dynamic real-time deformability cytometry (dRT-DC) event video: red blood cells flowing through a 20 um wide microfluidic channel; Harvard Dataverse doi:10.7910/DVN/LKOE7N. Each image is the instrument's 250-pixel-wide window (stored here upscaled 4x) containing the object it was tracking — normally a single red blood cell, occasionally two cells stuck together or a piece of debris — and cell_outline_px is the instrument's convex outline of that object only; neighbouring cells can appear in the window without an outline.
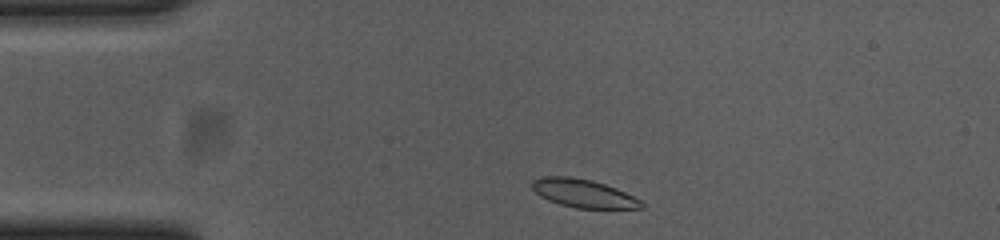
{"species": "common noctule bat (a hibernating species)", "species_latin": "Nyctalus noctula", "temperature_condition": "cold", "stored_images_in_passage": 42, "camera_frame_rate_fps": 3000, "um_per_image_px": 0.085, "animal": {"sex": "female", "body_mass_g": 23.0, "forearm_length_mm": 53.4}, "frame": {"image": 1, "passage_image": 2, "time_ms": 0.333, "image_size_px": [1000, 240], "cell_outline_px": [[644, 208], [576, 208], [560, 204], [548, 200], [540, 196], [532, 188], [532, 180], [544, 176], [568, 176], [592, 180], [616, 188], [640, 200], [644, 204]], "centroid_in_image_um": [49.57, 16.43], "position_along_channel_um": 35.4, "area_um2": 17.86}}
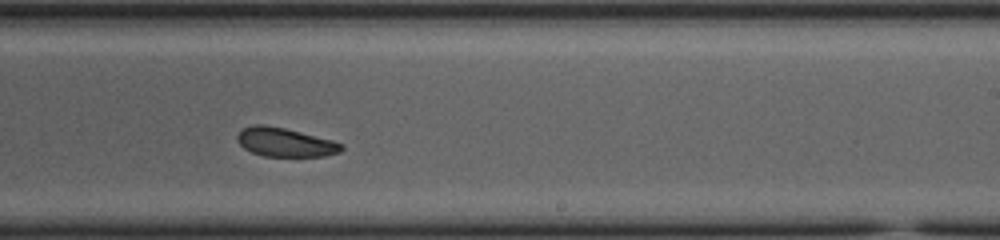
{"frame": {"image": 2, "passage_image": 24, "time_ms": 7.667, "image_size_px": [1000, 240], "cell_outline_px": [[344, 148], [340, 152], [324, 156], [264, 156], [252, 152], [244, 148], [236, 140], [236, 136], [244, 128], [252, 124], [264, 124], [284, 128], [332, 140], [344, 144]], "centroid_in_image_um": [24.23, 12.09], "position_along_channel_um": 264.8, "area_um2": 17.46}}
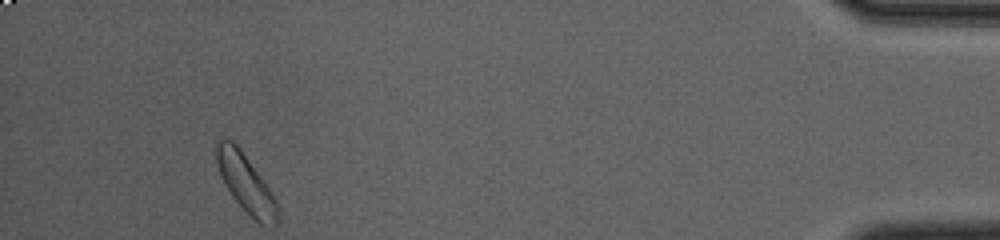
{"frame": {"image": 3, "passage_image": 42, "time_ms": 13.667, "image_size_px": [1000, 240], "cell_outline_px": [[280, 220], [276, 224], [260, 224], [232, 196], [224, 184], [220, 176], [216, 160], [216, 144], [220, 140], [232, 140], [240, 148], [272, 192], [280, 208]], "centroid_in_image_um": [20.92, 15.59], "position_along_channel_um": 414.3, "area_um2": 20.4}, "authors_computed_cell_mechanics": {"area_um2": 18.6116, "velocity_mm_per_s": 3.6442, "shape_relaxation_time_tau1_ms": null, "shape_relaxation_time_tau2_ms": 2.7831, "deformation_change_tau1": null, "deformation_change_tau2": 0.0739}}